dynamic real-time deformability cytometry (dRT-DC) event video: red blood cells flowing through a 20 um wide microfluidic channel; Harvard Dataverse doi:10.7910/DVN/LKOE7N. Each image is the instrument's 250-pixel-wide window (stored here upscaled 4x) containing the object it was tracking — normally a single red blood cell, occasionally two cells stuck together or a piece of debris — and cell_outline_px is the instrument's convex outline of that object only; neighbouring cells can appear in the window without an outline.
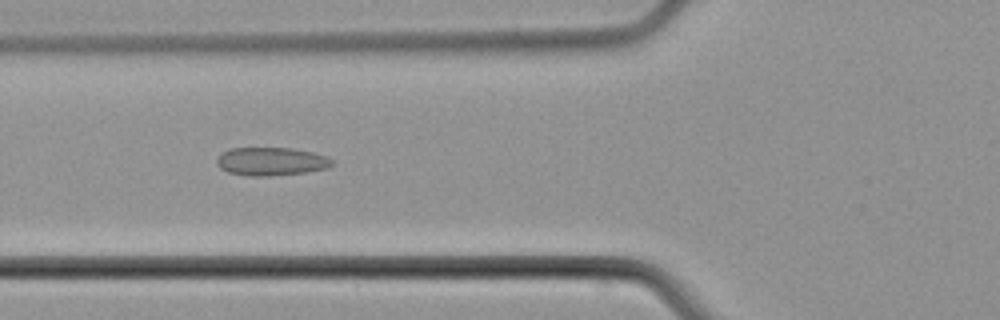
{"species": "common noctule bat (a hibernating species)", "species_latin": "Nyctalus noctula", "temperature_condition": "cold", "stored_images_in_passage": 44, "camera_frame_rate_fps": 3000, "um_per_image_px": 0.085, "animal": {"sex": "male", "body_mass_g": 21.5, "forearm_length_mm": 52.0}, "frame": {"image": 1, "passage_image": 13, "time_ms": 4.0, "image_size_px": [1000, 320], "cell_outline_px": [[332, 164], [328, 168], [304, 172], [268, 176], [248, 176], [228, 172], [220, 168], [216, 164], [216, 160], [228, 148], [292, 148], [312, 152], [328, 156], [332, 160]], "centroid_in_image_um": [23.04, 13.72], "position_along_channel_um": 102.8, "area_um2": 18.9}}
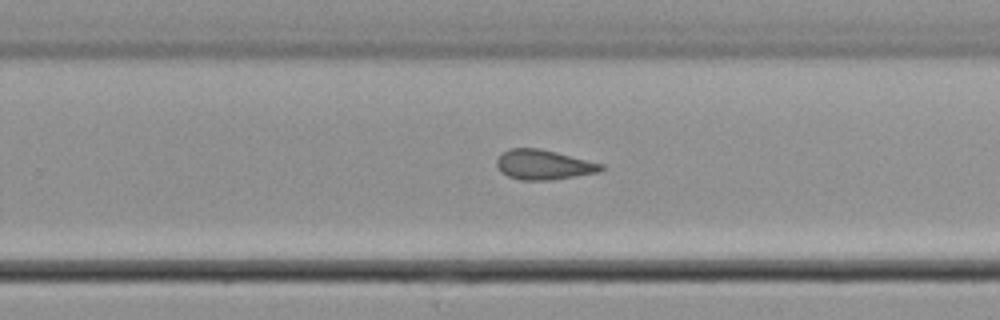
{"frame": {"image": 2, "passage_image": 26, "time_ms": 8.333, "image_size_px": [1000, 320], "cell_outline_px": [[604, 168], [600, 172], [548, 180], [520, 180], [508, 176], [500, 172], [496, 164], [496, 160], [508, 148], [540, 148], [604, 164]], "centroid_in_image_um": [46.19, 14.0], "position_along_channel_um": 283.6, "area_um2": 18.09}}
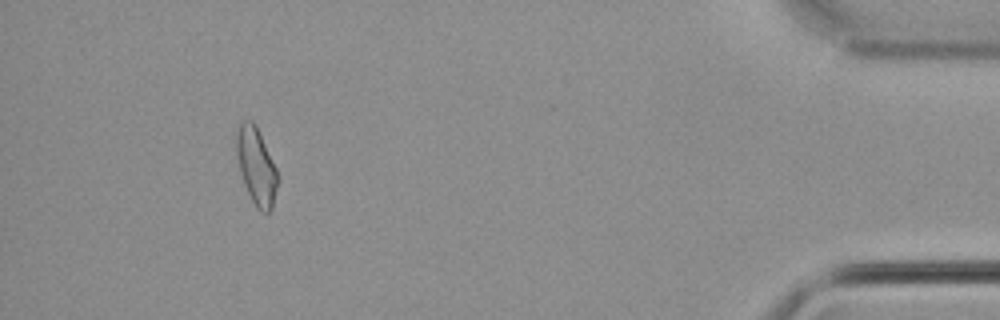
{"frame": {"image": 3, "passage_image": 40, "time_ms": 13.0, "image_size_px": [1000, 320], "cell_outline_px": [[280, 180], [272, 208], [268, 212], [264, 212], [256, 208], [244, 184], [240, 172], [236, 152], [236, 132], [240, 120], [252, 120], [256, 124], [276, 168]], "centroid_in_image_um": [21.79, 14.1], "position_along_channel_um": 413.4, "area_um2": 18.67}}